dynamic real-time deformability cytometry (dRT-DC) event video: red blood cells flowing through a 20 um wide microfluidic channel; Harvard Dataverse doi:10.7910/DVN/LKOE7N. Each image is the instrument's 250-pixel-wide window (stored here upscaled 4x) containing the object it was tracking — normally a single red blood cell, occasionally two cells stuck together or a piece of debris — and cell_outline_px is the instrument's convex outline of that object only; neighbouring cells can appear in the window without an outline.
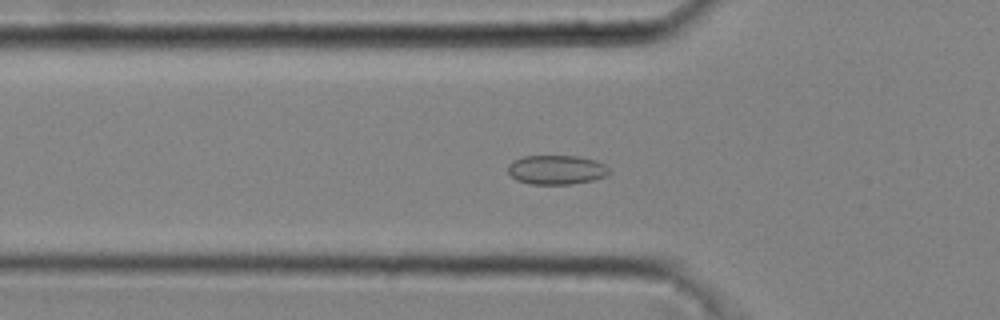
{"species": "common noctule bat (a hibernating species)", "species_latin": "Nyctalus noctula", "temperature_condition": "cold", "stored_images_in_passage": 47, "camera_frame_rate_fps": 3000, "um_per_image_px": 0.085, "animal": {"sex": "male", "body_mass_g": 20.4}, "frame": {"image": 1, "passage_image": 16, "time_ms": 5.0, "image_size_px": [1000, 320], "cell_outline_px": [[612, 172], [604, 176], [592, 180], [572, 184], [528, 184], [516, 180], [508, 172], [508, 164], [512, 160], [524, 156], [580, 156], [596, 160], [604, 164]], "centroid_in_image_um": [47.29, 14.43], "position_along_channel_um": 78.5, "area_um2": 17.4}}
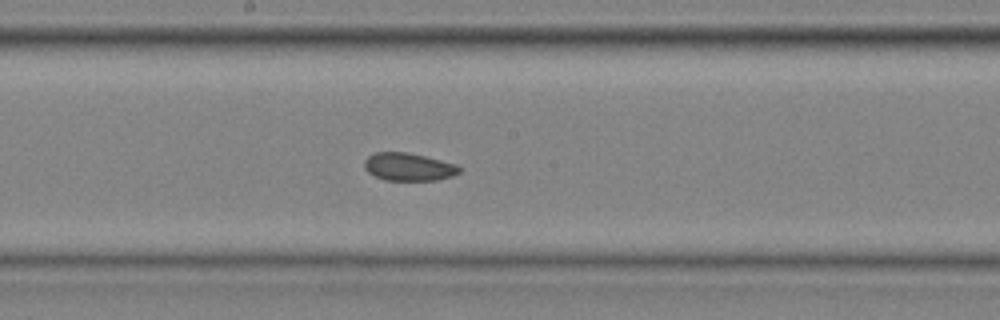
{"frame": {"image": 2, "passage_image": 26, "time_ms": 8.333, "image_size_px": [1000, 320], "cell_outline_px": [[460, 172], [452, 176], [436, 180], [384, 180], [372, 176], [364, 168], [364, 160], [368, 156], [376, 152], [408, 152], [456, 164], [460, 168]], "centroid_in_image_um": [34.69, 14.18], "position_along_channel_um": 213.5, "area_um2": 15.43}}
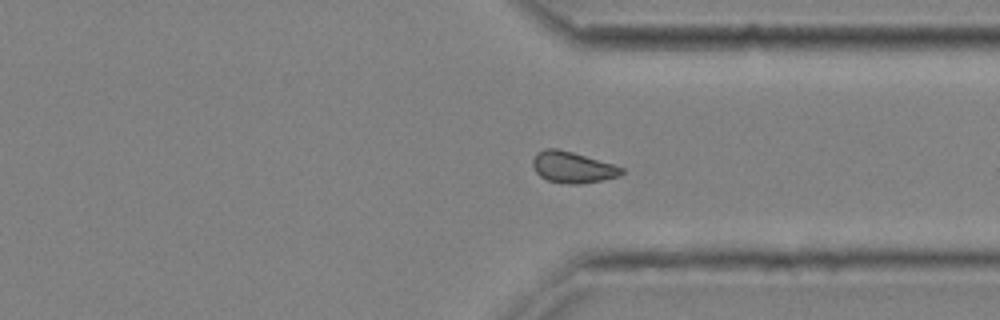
{"frame": {"image": 3, "passage_image": 37, "time_ms": 12.0, "image_size_px": [1000, 320], "cell_outline_px": [[624, 172], [620, 176], [604, 180], [580, 184], [568, 184], [548, 180], [540, 176], [536, 172], [532, 164], [532, 160], [536, 152], [544, 148], [556, 148], [572, 152], [612, 164], [624, 168]], "centroid_in_image_um": [48.66, 14.22], "position_along_channel_um": 362.7, "area_um2": 16.18}, "authors_computed_cell_mechanics": {"area_um2": 16.184, "velocity_mm_per_s": 4.0493, "shape_relaxation_time_tau1_ms": null, "shape_relaxation_time_tau2_ms": 1.4383, "deformation_change_tau1": null, "deformation_change_tau2": 0.0473}}